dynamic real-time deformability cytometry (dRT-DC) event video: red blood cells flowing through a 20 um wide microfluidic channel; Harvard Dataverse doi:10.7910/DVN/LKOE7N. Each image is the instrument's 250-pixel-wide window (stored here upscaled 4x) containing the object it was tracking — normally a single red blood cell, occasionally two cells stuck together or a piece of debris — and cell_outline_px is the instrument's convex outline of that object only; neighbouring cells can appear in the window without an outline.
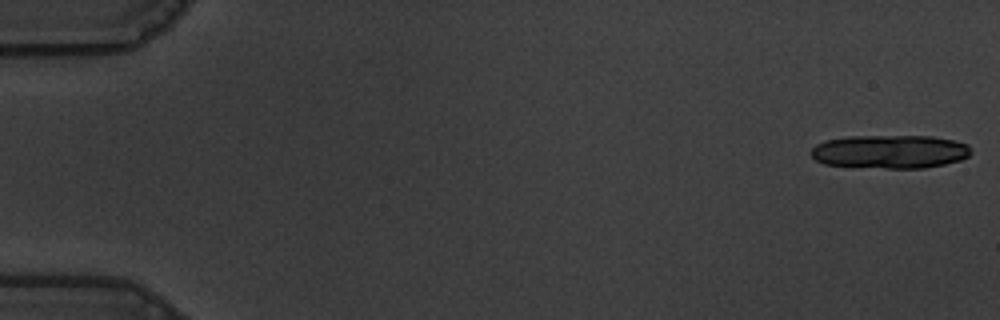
{"species": "common noctule bat (a hibernating species)", "species_latin": "Nyctalus noctula", "temperature_condition": "warm", "stored_images_in_passage": 20, "camera_frame_rate_fps": 3000, "um_per_image_px": 0.085, "animal": {"sex": "male", "body_mass_g": 19.5, "forearm_length_mm": 54.6}, "frame": {"image": 1, "passage_image": 1, "time_ms": 0.0, "image_size_px": [1000, 320], "cell_outline_px": [[972, 152], [968, 156], [960, 160], [944, 164], [924, 168], [884, 168], [824, 164], [816, 160], [808, 152], [816, 144], [824, 140], [848, 136], [932, 136], [952, 140], [968, 144]], "centroid_in_image_um": [75.63, 12.88], "position_along_channel_um": 9.4, "area_um2": 31.33}}